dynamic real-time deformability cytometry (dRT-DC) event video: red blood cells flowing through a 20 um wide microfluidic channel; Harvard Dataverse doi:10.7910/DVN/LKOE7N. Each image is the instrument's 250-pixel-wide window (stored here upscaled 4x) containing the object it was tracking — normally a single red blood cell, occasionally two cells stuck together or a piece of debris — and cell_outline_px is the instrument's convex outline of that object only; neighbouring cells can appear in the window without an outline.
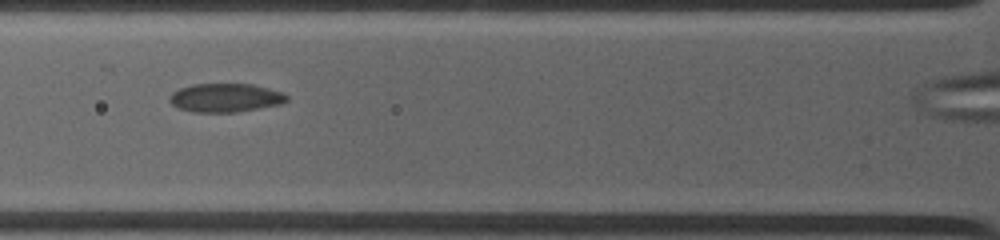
{"species": "common noctule bat (a hibernating species)", "species_latin": "Nyctalus noctula", "temperature_condition": "warm", "stored_images_in_passage": 24, "camera_frame_rate_fps": 4500, "um_per_image_px": 0.085, "animal": {"sex": "female", "body_mass_g": 19.0, "forearm_length_mm": 53.3}, "frame": {"image": 1, "passage_image": 2, "time_ms": 0.889, "image_size_px": [1000, 240], "cell_outline_px": [[288, 100], [284, 104], [236, 112], [192, 112], [180, 108], [172, 104], [168, 100], [168, 96], [172, 92], [180, 88], [192, 84], [252, 84], [284, 92], [288, 96]], "centroid_in_image_um": [19.18, 8.31], "position_along_channel_um": 106.6, "area_um2": 19.77}}
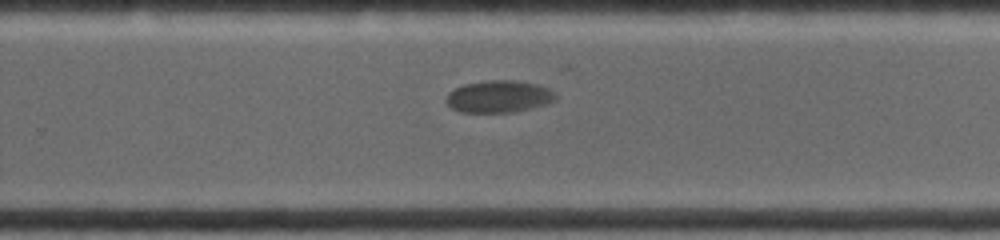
{"frame": {"image": 2, "passage_image": 11, "time_ms": 5.778, "image_size_px": [1000, 240], "cell_outline_px": [[556, 100], [544, 104], [512, 112], [460, 112], [452, 108], [444, 100], [448, 92], [464, 84], [484, 80], [516, 80], [536, 84], [548, 88], [556, 92]], "centroid_in_image_um": [42.37, 8.19], "position_along_channel_um": 287.4, "area_um2": 20.46}}
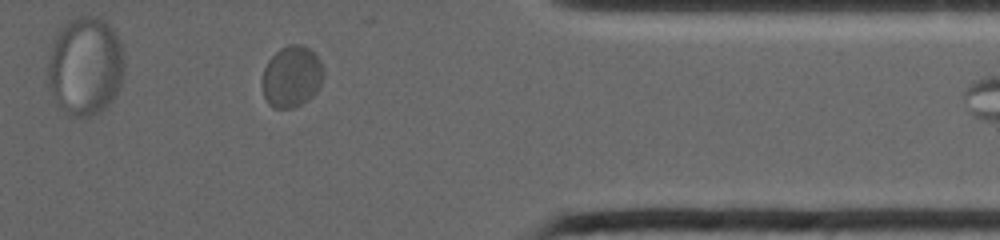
{"frame": {"image": 3, "passage_image": 20, "time_ms": 8.889, "image_size_px": [1000, 240], "cell_outline_px": [[324, 76], [316, 92], [308, 100], [292, 108], [272, 108], [268, 104], [264, 96], [260, 84], [260, 80], [264, 68], [268, 60], [280, 48], [288, 44], [304, 44], [320, 60], [324, 72]], "centroid_in_image_um": [24.76, 6.51], "position_along_channel_um": 386.6, "area_um2": 22.25}}